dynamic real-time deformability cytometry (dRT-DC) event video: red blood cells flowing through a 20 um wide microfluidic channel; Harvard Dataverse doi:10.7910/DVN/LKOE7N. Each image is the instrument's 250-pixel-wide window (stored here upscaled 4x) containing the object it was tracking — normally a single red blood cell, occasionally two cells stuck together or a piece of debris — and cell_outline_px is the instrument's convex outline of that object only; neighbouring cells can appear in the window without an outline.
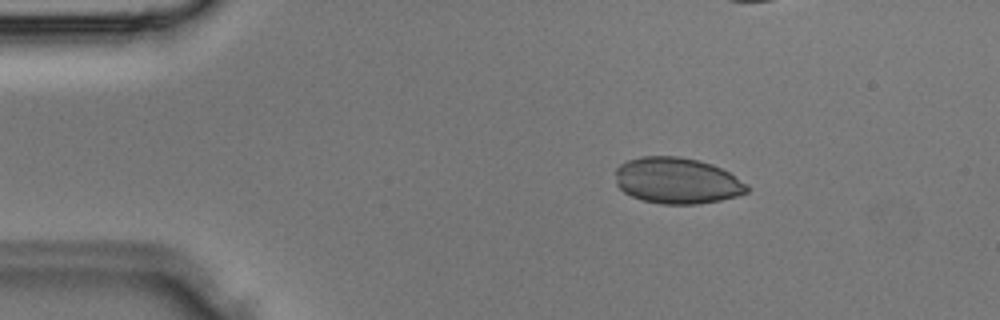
{"species": "Egyptian fruit bat (a non-hibernating species)", "species_latin": "Rousettus aegyptiacus", "temperature_condition": "room temperature", "stored_images_in_passage": 32, "camera_frame_rate_fps": 3000, "um_per_image_px": 0.085, "animal": {"sex": "male"}, "frame": {"image": 1, "passage_image": 2, "time_ms": 0.333, "image_size_px": [1000, 320], "cell_outline_px": [[748, 192], [736, 196], [720, 200], [696, 204], [660, 204], [644, 200], [632, 196], [624, 192], [616, 184], [616, 168], [620, 164], [628, 160], [640, 156], [680, 156], [700, 160], [712, 164], [728, 172], [748, 184]], "centroid_in_image_um": [57.54, 15.34], "position_along_channel_um": 27.5, "area_um2": 35.43}}
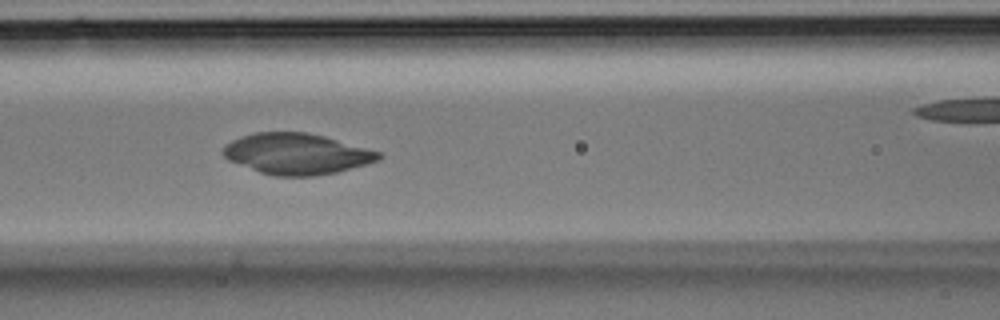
{"frame": {"image": 2, "passage_image": 11, "time_ms": 3.333, "image_size_px": [1000, 320], "cell_outline_px": [[384, 156], [368, 164], [336, 172], [312, 176], [272, 176], [260, 172], [228, 160], [220, 152], [224, 144], [240, 136], [256, 132], [308, 132], [324, 136], [380, 152]], "centroid_in_image_um": [25.17, 13.07], "position_along_channel_um": 141.4, "area_um2": 37.11}}
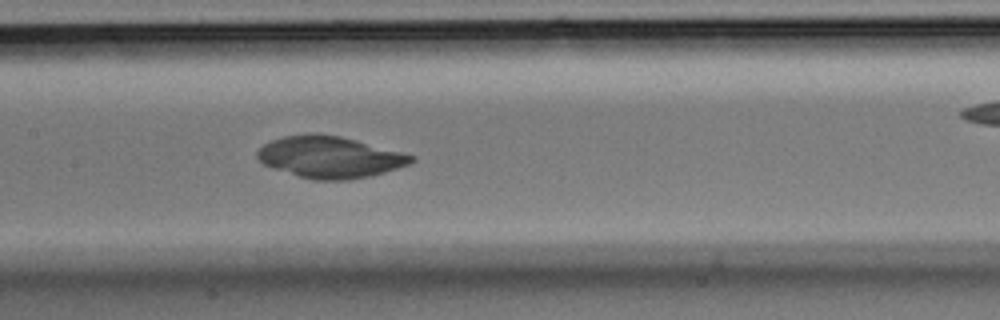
{"frame": {"image": 3, "passage_image": 13, "time_ms": 4.0, "image_size_px": [1000, 320], "cell_outline_px": [[416, 160], [408, 164], [384, 172], [368, 176], [348, 180], [312, 180], [264, 164], [256, 156], [256, 152], [264, 144], [272, 140], [284, 136], [308, 132], [316, 132], [340, 136], [404, 152], [416, 156]], "centroid_in_image_um": [28.05, 13.33], "position_along_channel_um": 179.3, "area_um2": 37.28}}